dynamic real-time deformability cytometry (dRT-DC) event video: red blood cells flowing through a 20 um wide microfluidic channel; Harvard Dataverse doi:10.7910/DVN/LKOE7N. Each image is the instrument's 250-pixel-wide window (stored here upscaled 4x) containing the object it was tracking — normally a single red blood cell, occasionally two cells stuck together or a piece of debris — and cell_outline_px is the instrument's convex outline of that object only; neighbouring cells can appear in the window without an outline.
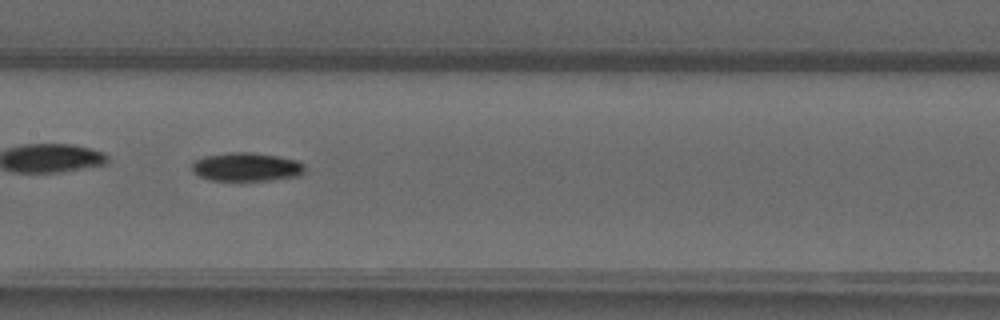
{"species": "common noctule bat (a hibernating species)", "species_latin": "Nyctalus noctula", "temperature_condition": "warm", "stored_images_in_passage": 37, "camera_frame_rate_fps": 3000, "um_per_image_px": 0.085, "animal": {"sex": "male", "forearm_length_mm": 52.5}, "frame": {"image": 1, "passage_image": 11, "time_ms": 3.333, "image_size_px": [1000, 320], "cell_outline_px": [[304, 172], [296, 176], [272, 180], [208, 180], [192, 172], [192, 164], [196, 160], [204, 156], [228, 152], [252, 152], [276, 156], [296, 160], [304, 164]], "centroid_in_image_um": [20.92, 14.18], "position_along_channel_um": 186.5, "area_um2": 18.73}}
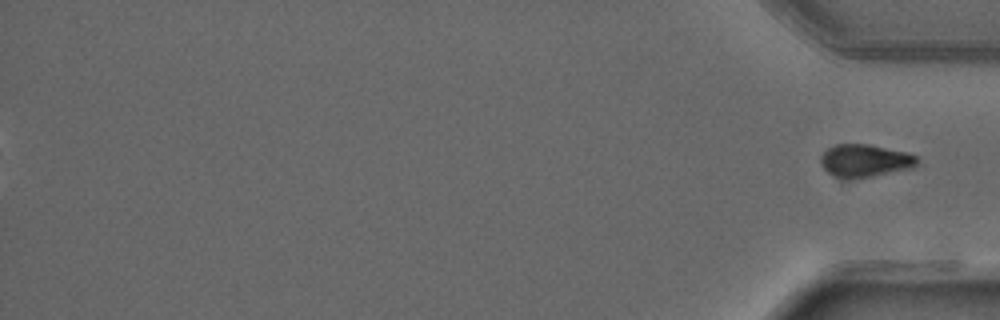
{"frame": {"image": 2, "passage_image": 37, "time_ms": 12.0, "image_size_px": [1000, 320], "cell_outline_px": [[920, 160], [912, 168], [852, 180], [840, 180], [832, 176], [824, 168], [820, 160], [820, 156], [828, 148], [836, 144], [868, 144], [904, 152], [916, 156]], "centroid_in_image_um": [73.47, 13.69], "position_along_channel_um": 361.7, "area_um2": 18.55}}